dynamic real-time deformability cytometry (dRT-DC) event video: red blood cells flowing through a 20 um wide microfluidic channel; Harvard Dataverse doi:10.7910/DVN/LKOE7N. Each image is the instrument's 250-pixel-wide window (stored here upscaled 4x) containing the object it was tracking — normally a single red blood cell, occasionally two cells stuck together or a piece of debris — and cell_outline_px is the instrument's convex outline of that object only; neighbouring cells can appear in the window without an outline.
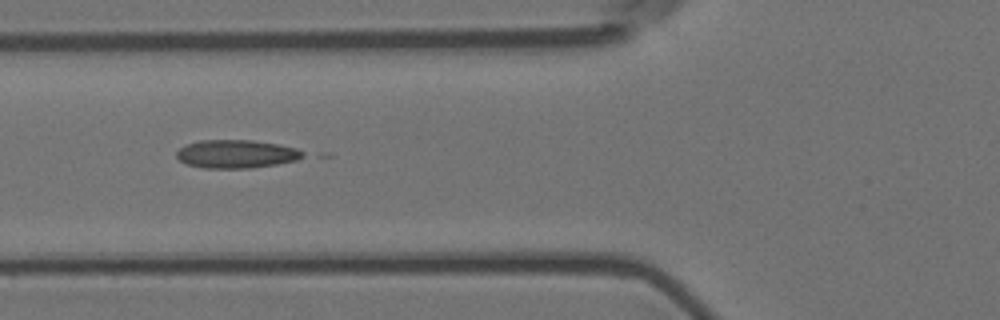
{"species": "Egyptian fruit bat (a non-hibernating species)", "species_latin": "Rousettus aegyptiacus", "temperature_condition": "room temperature", "stored_images_in_passage": 5, "camera_frame_rate_fps": 3000, "um_per_image_px": 0.085, "animal": {"sex": "female"}, "frame": {"image": 1, "passage_image": 5, "time_ms": 1.333, "image_size_px": [1000, 320], "cell_outline_px": [[304, 156], [296, 160], [276, 164], [252, 168], [204, 168], [188, 164], [180, 160], [176, 156], [176, 152], [180, 148], [188, 144], [200, 140], [252, 140], [276, 144], [296, 148], [304, 152]], "centroid_in_image_um": [20.08, 13.09], "position_along_channel_um": 105.7, "area_um2": 20.63}}